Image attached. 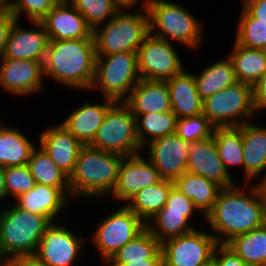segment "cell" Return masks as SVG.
<instances>
[{"instance_id":"1","label":"cell","mask_w":266,"mask_h":266,"mask_svg":"<svg viewBox=\"0 0 266 266\" xmlns=\"http://www.w3.org/2000/svg\"><path fill=\"white\" fill-rule=\"evenodd\" d=\"M238 183L220 190L204 224L217 243L226 244L233 237L248 233L266 223V202L255 183Z\"/></svg>"},{"instance_id":"2","label":"cell","mask_w":266,"mask_h":266,"mask_svg":"<svg viewBox=\"0 0 266 266\" xmlns=\"http://www.w3.org/2000/svg\"><path fill=\"white\" fill-rule=\"evenodd\" d=\"M95 60L94 39L49 40L44 77L63 88L88 93L94 80Z\"/></svg>"},{"instance_id":"3","label":"cell","mask_w":266,"mask_h":266,"mask_svg":"<svg viewBox=\"0 0 266 266\" xmlns=\"http://www.w3.org/2000/svg\"><path fill=\"white\" fill-rule=\"evenodd\" d=\"M124 156L84 145L69 176L72 200L106 199L114 190ZM89 199V200H88Z\"/></svg>"},{"instance_id":"4","label":"cell","mask_w":266,"mask_h":266,"mask_svg":"<svg viewBox=\"0 0 266 266\" xmlns=\"http://www.w3.org/2000/svg\"><path fill=\"white\" fill-rule=\"evenodd\" d=\"M145 6L151 35L199 51L204 44V22L198 20L188 7L172 0H148Z\"/></svg>"},{"instance_id":"5","label":"cell","mask_w":266,"mask_h":266,"mask_svg":"<svg viewBox=\"0 0 266 266\" xmlns=\"http://www.w3.org/2000/svg\"><path fill=\"white\" fill-rule=\"evenodd\" d=\"M148 34L146 6H123L110 20L93 31L96 56L137 52Z\"/></svg>"},{"instance_id":"6","label":"cell","mask_w":266,"mask_h":266,"mask_svg":"<svg viewBox=\"0 0 266 266\" xmlns=\"http://www.w3.org/2000/svg\"><path fill=\"white\" fill-rule=\"evenodd\" d=\"M47 217L31 213L14 202L3 207L0 216V257L35 255L46 227Z\"/></svg>"},{"instance_id":"7","label":"cell","mask_w":266,"mask_h":266,"mask_svg":"<svg viewBox=\"0 0 266 266\" xmlns=\"http://www.w3.org/2000/svg\"><path fill=\"white\" fill-rule=\"evenodd\" d=\"M140 80L137 52L96 56L95 75L89 92L99 91L102 97L124 101Z\"/></svg>"},{"instance_id":"8","label":"cell","mask_w":266,"mask_h":266,"mask_svg":"<svg viewBox=\"0 0 266 266\" xmlns=\"http://www.w3.org/2000/svg\"><path fill=\"white\" fill-rule=\"evenodd\" d=\"M89 146L124 157L142 153L137 136L136 117L123 101H116Z\"/></svg>"},{"instance_id":"9","label":"cell","mask_w":266,"mask_h":266,"mask_svg":"<svg viewBox=\"0 0 266 266\" xmlns=\"http://www.w3.org/2000/svg\"><path fill=\"white\" fill-rule=\"evenodd\" d=\"M202 114L215 127H236L255 120L252 85L236 82L203 100ZM250 119V120H249Z\"/></svg>"},{"instance_id":"10","label":"cell","mask_w":266,"mask_h":266,"mask_svg":"<svg viewBox=\"0 0 266 266\" xmlns=\"http://www.w3.org/2000/svg\"><path fill=\"white\" fill-rule=\"evenodd\" d=\"M146 228V223L126 204L112 210L107 217H102L91 233L89 241L99 252L105 265L113 255L126 243L133 240Z\"/></svg>"},{"instance_id":"11","label":"cell","mask_w":266,"mask_h":266,"mask_svg":"<svg viewBox=\"0 0 266 266\" xmlns=\"http://www.w3.org/2000/svg\"><path fill=\"white\" fill-rule=\"evenodd\" d=\"M60 221L46 227L35 255L47 266H78L89 239Z\"/></svg>"},{"instance_id":"12","label":"cell","mask_w":266,"mask_h":266,"mask_svg":"<svg viewBox=\"0 0 266 266\" xmlns=\"http://www.w3.org/2000/svg\"><path fill=\"white\" fill-rule=\"evenodd\" d=\"M174 44L150 33L145 37L137 51L141 79L166 81L185 69Z\"/></svg>"},{"instance_id":"13","label":"cell","mask_w":266,"mask_h":266,"mask_svg":"<svg viewBox=\"0 0 266 266\" xmlns=\"http://www.w3.org/2000/svg\"><path fill=\"white\" fill-rule=\"evenodd\" d=\"M197 228L161 243L164 266H203L213 259L218 244L211 232Z\"/></svg>"},{"instance_id":"14","label":"cell","mask_w":266,"mask_h":266,"mask_svg":"<svg viewBox=\"0 0 266 266\" xmlns=\"http://www.w3.org/2000/svg\"><path fill=\"white\" fill-rule=\"evenodd\" d=\"M142 153L124 157L113 192L107 197L127 204L141 189L160 182L163 178L154 164Z\"/></svg>"},{"instance_id":"15","label":"cell","mask_w":266,"mask_h":266,"mask_svg":"<svg viewBox=\"0 0 266 266\" xmlns=\"http://www.w3.org/2000/svg\"><path fill=\"white\" fill-rule=\"evenodd\" d=\"M44 62L0 56V88L15 97L42 92Z\"/></svg>"},{"instance_id":"16","label":"cell","mask_w":266,"mask_h":266,"mask_svg":"<svg viewBox=\"0 0 266 266\" xmlns=\"http://www.w3.org/2000/svg\"><path fill=\"white\" fill-rule=\"evenodd\" d=\"M143 151L147 152L146 157L163 179L174 181L187 172L190 142L184 141L176 133L152 141Z\"/></svg>"},{"instance_id":"17","label":"cell","mask_w":266,"mask_h":266,"mask_svg":"<svg viewBox=\"0 0 266 266\" xmlns=\"http://www.w3.org/2000/svg\"><path fill=\"white\" fill-rule=\"evenodd\" d=\"M33 28L23 27L15 20L2 53V57L44 62L49 38L41 22L31 21ZM22 24V25H21Z\"/></svg>"},{"instance_id":"18","label":"cell","mask_w":266,"mask_h":266,"mask_svg":"<svg viewBox=\"0 0 266 266\" xmlns=\"http://www.w3.org/2000/svg\"><path fill=\"white\" fill-rule=\"evenodd\" d=\"M49 40L94 39L84 16L68 1H59L40 21Z\"/></svg>"},{"instance_id":"19","label":"cell","mask_w":266,"mask_h":266,"mask_svg":"<svg viewBox=\"0 0 266 266\" xmlns=\"http://www.w3.org/2000/svg\"><path fill=\"white\" fill-rule=\"evenodd\" d=\"M187 172L210 179L222 188L237 184L219 157L213 136L190 142Z\"/></svg>"},{"instance_id":"20","label":"cell","mask_w":266,"mask_h":266,"mask_svg":"<svg viewBox=\"0 0 266 266\" xmlns=\"http://www.w3.org/2000/svg\"><path fill=\"white\" fill-rule=\"evenodd\" d=\"M39 146L68 176L74 170L80 149L84 146L60 123L45 127L37 136Z\"/></svg>"},{"instance_id":"21","label":"cell","mask_w":266,"mask_h":266,"mask_svg":"<svg viewBox=\"0 0 266 266\" xmlns=\"http://www.w3.org/2000/svg\"><path fill=\"white\" fill-rule=\"evenodd\" d=\"M102 99V103L101 101L93 103L86 99L59 122L83 145H89L93 141L108 109L116 102L105 97Z\"/></svg>"},{"instance_id":"22","label":"cell","mask_w":266,"mask_h":266,"mask_svg":"<svg viewBox=\"0 0 266 266\" xmlns=\"http://www.w3.org/2000/svg\"><path fill=\"white\" fill-rule=\"evenodd\" d=\"M244 182L254 183L266 172V126L250 121L241 125Z\"/></svg>"},{"instance_id":"23","label":"cell","mask_w":266,"mask_h":266,"mask_svg":"<svg viewBox=\"0 0 266 266\" xmlns=\"http://www.w3.org/2000/svg\"><path fill=\"white\" fill-rule=\"evenodd\" d=\"M70 199L57 187L35 184L34 187L17 197L13 202L31 213L47 217L51 222L59 221L63 209ZM57 217L59 218L57 220Z\"/></svg>"},{"instance_id":"24","label":"cell","mask_w":266,"mask_h":266,"mask_svg":"<svg viewBox=\"0 0 266 266\" xmlns=\"http://www.w3.org/2000/svg\"><path fill=\"white\" fill-rule=\"evenodd\" d=\"M123 102L136 118L140 114L171 111L166 81L141 79Z\"/></svg>"},{"instance_id":"25","label":"cell","mask_w":266,"mask_h":266,"mask_svg":"<svg viewBox=\"0 0 266 266\" xmlns=\"http://www.w3.org/2000/svg\"><path fill=\"white\" fill-rule=\"evenodd\" d=\"M171 100V111L177 118L195 117L202 114L203 101L196 88L194 73L185 68L166 80Z\"/></svg>"},{"instance_id":"26","label":"cell","mask_w":266,"mask_h":266,"mask_svg":"<svg viewBox=\"0 0 266 266\" xmlns=\"http://www.w3.org/2000/svg\"><path fill=\"white\" fill-rule=\"evenodd\" d=\"M20 128L0 125V165L5 168L27 165L32 151L38 146Z\"/></svg>"},{"instance_id":"27","label":"cell","mask_w":266,"mask_h":266,"mask_svg":"<svg viewBox=\"0 0 266 266\" xmlns=\"http://www.w3.org/2000/svg\"><path fill=\"white\" fill-rule=\"evenodd\" d=\"M173 184L185 197L193 201L204 216L212 209L222 189L216 182L189 172L176 178Z\"/></svg>"},{"instance_id":"28","label":"cell","mask_w":266,"mask_h":266,"mask_svg":"<svg viewBox=\"0 0 266 266\" xmlns=\"http://www.w3.org/2000/svg\"><path fill=\"white\" fill-rule=\"evenodd\" d=\"M194 79L202 101L237 82L233 63L228 55L211 62L201 73L194 74Z\"/></svg>"},{"instance_id":"29","label":"cell","mask_w":266,"mask_h":266,"mask_svg":"<svg viewBox=\"0 0 266 266\" xmlns=\"http://www.w3.org/2000/svg\"><path fill=\"white\" fill-rule=\"evenodd\" d=\"M229 57L238 82L254 85L266 73L265 50L247 48L233 43Z\"/></svg>"},{"instance_id":"30","label":"cell","mask_w":266,"mask_h":266,"mask_svg":"<svg viewBox=\"0 0 266 266\" xmlns=\"http://www.w3.org/2000/svg\"><path fill=\"white\" fill-rule=\"evenodd\" d=\"M37 147L32 151L27 163L35 183L57 187L71 200L69 176L52 161L40 146Z\"/></svg>"},{"instance_id":"31","label":"cell","mask_w":266,"mask_h":266,"mask_svg":"<svg viewBox=\"0 0 266 266\" xmlns=\"http://www.w3.org/2000/svg\"><path fill=\"white\" fill-rule=\"evenodd\" d=\"M173 186V181L162 179L141 189L126 205L147 223L165 206Z\"/></svg>"},{"instance_id":"32","label":"cell","mask_w":266,"mask_h":266,"mask_svg":"<svg viewBox=\"0 0 266 266\" xmlns=\"http://www.w3.org/2000/svg\"><path fill=\"white\" fill-rule=\"evenodd\" d=\"M226 245L247 265L266 266V223L248 233L233 237Z\"/></svg>"},{"instance_id":"33","label":"cell","mask_w":266,"mask_h":266,"mask_svg":"<svg viewBox=\"0 0 266 266\" xmlns=\"http://www.w3.org/2000/svg\"><path fill=\"white\" fill-rule=\"evenodd\" d=\"M213 138L219 157L230 175L234 168H242L244 173V154L241 126L215 127ZM232 168V169H231Z\"/></svg>"},{"instance_id":"34","label":"cell","mask_w":266,"mask_h":266,"mask_svg":"<svg viewBox=\"0 0 266 266\" xmlns=\"http://www.w3.org/2000/svg\"><path fill=\"white\" fill-rule=\"evenodd\" d=\"M176 126L177 116L172 111L140 114L136 127L142 149L158 138L176 133Z\"/></svg>"},{"instance_id":"35","label":"cell","mask_w":266,"mask_h":266,"mask_svg":"<svg viewBox=\"0 0 266 266\" xmlns=\"http://www.w3.org/2000/svg\"><path fill=\"white\" fill-rule=\"evenodd\" d=\"M185 216V212L159 211L146 223V228L160 241L190 233L195 225Z\"/></svg>"},{"instance_id":"36","label":"cell","mask_w":266,"mask_h":266,"mask_svg":"<svg viewBox=\"0 0 266 266\" xmlns=\"http://www.w3.org/2000/svg\"><path fill=\"white\" fill-rule=\"evenodd\" d=\"M161 249L160 241L145 228L121 247L106 264H127L151 259Z\"/></svg>"},{"instance_id":"37","label":"cell","mask_w":266,"mask_h":266,"mask_svg":"<svg viewBox=\"0 0 266 266\" xmlns=\"http://www.w3.org/2000/svg\"><path fill=\"white\" fill-rule=\"evenodd\" d=\"M234 41L247 48L266 49V22L253 18L242 6Z\"/></svg>"},{"instance_id":"38","label":"cell","mask_w":266,"mask_h":266,"mask_svg":"<svg viewBox=\"0 0 266 266\" xmlns=\"http://www.w3.org/2000/svg\"><path fill=\"white\" fill-rule=\"evenodd\" d=\"M94 31L110 20L123 6L117 0H68Z\"/></svg>"},{"instance_id":"39","label":"cell","mask_w":266,"mask_h":266,"mask_svg":"<svg viewBox=\"0 0 266 266\" xmlns=\"http://www.w3.org/2000/svg\"><path fill=\"white\" fill-rule=\"evenodd\" d=\"M58 2L59 0H5L6 8L16 20L20 21L25 14L29 22H40Z\"/></svg>"},{"instance_id":"40","label":"cell","mask_w":266,"mask_h":266,"mask_svg":"<svg viewBox=\"0 0 266 266\" xmlns=\"http://www.w3.org/2000/svg\"><path fill=\"white\" fill-rule=\"evenodd\" d=\"M215 126L204 115L177 118L176 134L184 141L194 142L213 136Z\"/></svg>"},{"instance_id":"41","label":"cell","mask_w":266,"mask_h":266,"mask_svg":"<svg viewBox=\"0 0 266 266\" xmlns=\"http://www.w3.org/2000/svg\"><path fill=\"white\" fill-rule=\"evenodd\" d=\"M35 184V180L27 165L6 168L5 188L9 200L13 199L12 201H14L23 193L30 191Z\"/></svg>"},{"instance_id":"42","label":"cell","mask_w":266,"mask_h":266,"mask_svg":"<svg viewBox=\"0 0 266 266\" xmlns=\"http://www.w3.org/2000/svg\"><path fill=\"white\" fill-rule=\"evenodd\" d=\"M160 211L185 212V216L191 222L196 215L199 216L200 214L201 218L203 217V220L201 219V221H205V216L198 210L193 201L190 198L185 197L174 186L170 189L166 204Z\"/></svg>"},{"instance_id":"43","label":"cell","mask_w":266,"mask_h":266,"mask_svg":"<svg viewBox=\"0 0 266 266\" xmlns=\"http://www.w3.org/2000/svg\"><path fill=\"white\" fill-rule=\"evenodd\" d=\"M213 259L217 266H250L247 265L233 250L226 244L218 243L213 251Z\"/></svg>"},{"instance_id":"44","label":"cell","mask_w":266,"mask_h":266,"mask_svg":"<svg viewBox=\"0 0 266 266\" xmlns=\"http://www.w3.org/2000/svg\"><path fill=\"white\" fill-rule=\"evenodd\" d=\"M253 105L256 114L266 110V73L252 86Z\"/></svg>"},{"instance_id":"45","label":"cell","mask_w":266,"mask_h":266,"mask_svg":"<svg viewBox=\"0 0 266 266\" xmlns=\"http://www.w3.org/2000/svg\"><path fill=\"white\" fill-rule=\"evenodd\" d=\"M15 20L16 18L6 7L0 12V56L4 51L10 29Z\"/></svg>"},{"instance_id":"46","label":"cell","mask_w":266,"mask_h":266,"mask_svg":"<svg viewBox=\"0 0 266 266\" xmlns=\"http://www.w3.org/2000/svg\"><path fill=\"white\" fill-rule=\"evenodd\" d=\"M241 6L259 22H266V0H240Z\"/></svg>"},{"instance_id":"47","label":"cell","mask_w":266,"mask_h":266,"mask_svg":"<svg viewBox=\"0 0 266 266\" xmlns=\"http://www.w3.org/2000/svg\"><path fill=\"white\" fill-rule=\"evenodd\" d=\"M3 262L5 266H47L36 255L14 256Z\"/></svg>"},{"instance_id":"48","label":"cell","mask_w":266,"mask_h":266,"mask_svg":"<svg viewBox=\"0 0 266 266\" xmlns=\"http://www.w3.org/2000/svg\"><path fill=\"white\" fill-rule=\"evenodd\" d=\"M105 266H164L163 254L160 249L151 259H144L142 261L131 262L127 264H105Z\"/></svg>"},{"instance_id":"49","label":"cell","mask_w":266,"mask_h":266,"mask_svg":"<svg viewBox=\"0 0 266 266\" xmlns=\"http://www.w3.org/2000/svg\"><path fill=\"white\" fill-rule=\"evenodd\" d=\"M5 170L6 168L0 165V202L3 204L7 203L8 196L5 188ZM6 200V201H5Z\"/></svg>"},{"instance_id":"50","label":"cell","mask_w":266,"mask_h":266,"mask_svg":"<svg viewBox=\"0 0 266 266\" xmlns=\"http://www.w3.org/2000/svg\"><path fill=\"white\" fill-rule=\"evenodd\" d=\"M122 6H145L148 0H117ZM141 2V3H139Z\"/></svg>"},{"instance_id":"51","label":"cell","mask_w":266,"mask_h":266,"mask_svg":"<svg viewBox=\"0 0 266 266\" xmlns=\"http://www.w3.org/2000/svg\"><path fill=\"white\" fill-rule=\"evenodd\" d=\"M260 179L256 181V184L259 187L263 200L266 202V172Z\"/></svg>"},{"instance_id":"52","label":"cell","mask_w":266,"mask_h":266,"mask_svg":"<svg viewBox=\"0 0 266 266\" xmlns=\"http://www.w3.org/2000/svg\"><path fill=\"white\" fill-rule=\"evenodd\" d=\"M203 266H217L216 262L214 261V259L210 260L208 263H206Z\"/></svg>"},{"instance_id":"53","label":"cell","mask_w":266,"mask_h":266,"mask_svg":"<svg viewBox=\"0 0 266 266\" xmlns=\"http://www.w3.org/2000/svg\"><path fill=\"white\" fill-rule=\"evenodd\" d=\"M6 7L5 0H0V12Z\"/></svg>"},{"instance_id":"54","label":"cell","mask_w":266,"mask_h":266,"mask_svg":"<svg viewBox=\"0 0 266 266\" xmlns=\"http://www.w3.org/2000/svg\"><path fill=\"white\" fill-rule=\"evenodd\" d=\"M6 205H7V204L4 205V204H1V202H0V216H1V213H2V210H3V207L6 206ZM1 208H2V209H1Z\"/></svg>"}]
</instances>
